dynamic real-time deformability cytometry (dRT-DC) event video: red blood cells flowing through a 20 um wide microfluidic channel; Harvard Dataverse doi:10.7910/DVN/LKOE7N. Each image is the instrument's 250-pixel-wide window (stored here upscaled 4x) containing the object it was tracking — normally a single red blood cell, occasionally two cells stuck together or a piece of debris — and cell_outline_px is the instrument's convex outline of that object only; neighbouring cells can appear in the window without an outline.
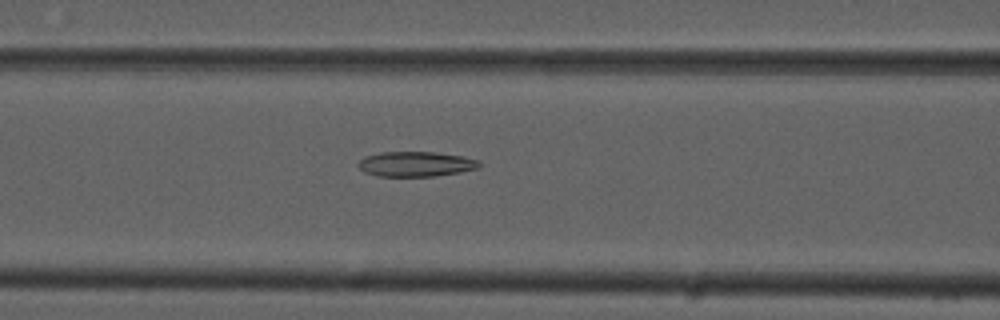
{"species": "common noctule bat (a hibernating species)", "species_latin": "Nyctalus noctula", "temperature_condition": "cold", "stored_images_in_passage": 25, "camera_frame_rate_fps": 3000, "um_per_image_px": 0.085, "animal": {"sex": "male", "forearm_length_mm": 52.5}, "frame": {"image": 1, "passage_image": 22, "time_ms": 7.0, "image_size_px": [1000, 320], "cell_outline_px": [[480, 168], [460, 172], [436, 176], [376, 176], [364, 172], [356, 164], [364, 156], [380, 152], [436, 152], [464, 156], [480, 160]], "centroid_in_image_um": [35.36, 13.94], "position_along_channel_um": 131.2, "area_um2": 17.86}}
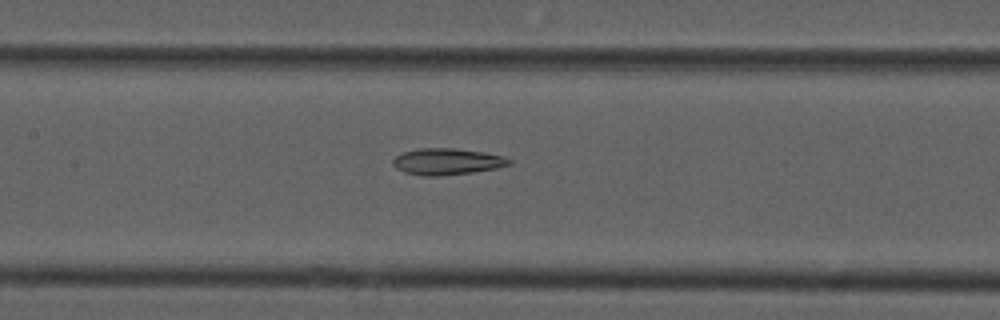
{"frame": {"image": 2, "passage_image": 25, "time_ms": 8.0, "image_size_px": [1000, 320], "cell_outline_px": [[512, 164], [496, 168], [472, 172], [436, 176], [424, 176], [404, 172], [396, 168], [392, 164], [392, 160], [396, 156], [404, 152], [420, 148], [456, 148], [484, 152], [504, 156], [512, 160]], "centroid_in_image_um": [38.01, 13.73], "position_along_channel_um": 169.4, "area_um2": 17.92}}